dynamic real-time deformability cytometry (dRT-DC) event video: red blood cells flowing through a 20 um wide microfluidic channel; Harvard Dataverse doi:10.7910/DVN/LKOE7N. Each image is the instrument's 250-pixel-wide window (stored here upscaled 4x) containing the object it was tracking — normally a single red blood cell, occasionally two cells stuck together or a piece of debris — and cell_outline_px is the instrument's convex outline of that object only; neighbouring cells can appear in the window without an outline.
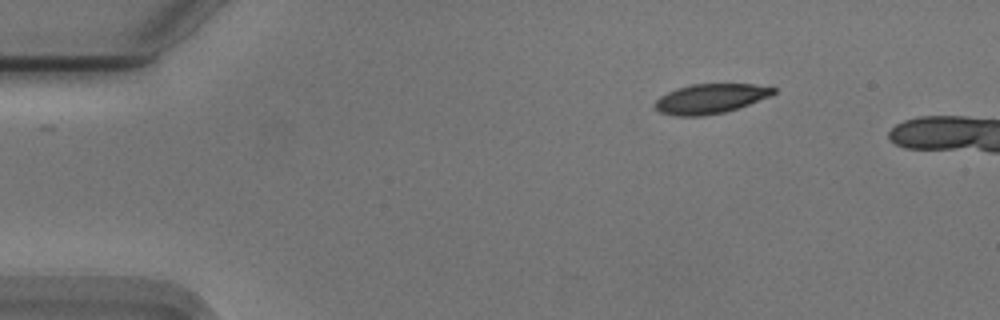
{"species": "Egyptian fruit bat (a non-hibernating species)", "species_latin": "Rousettus aegyptiacus", "temperature_condition": "cold", "stored_images_in_passage": 8, "camera_frame_rate_fps": 3000, "um_per_image_px": 0.085, "animal": {"sex": "male"}, "frame": {"image": 1, "passage_image": 1, "time_ms": 0.0, "image_size_px": [1000, 320], "cell_outline_px": [[776, 92], [772, 96], [724, 112], [700, 116], [676, 116], [660, 112], [652, 104], [660, 96], [676, 88], [692, 84], [752, 84], [776, 88]], "centroid_in_image_um": [60.37, 8.38], "position_along_channel_um": 24.6, "area_um2": 20.4}}